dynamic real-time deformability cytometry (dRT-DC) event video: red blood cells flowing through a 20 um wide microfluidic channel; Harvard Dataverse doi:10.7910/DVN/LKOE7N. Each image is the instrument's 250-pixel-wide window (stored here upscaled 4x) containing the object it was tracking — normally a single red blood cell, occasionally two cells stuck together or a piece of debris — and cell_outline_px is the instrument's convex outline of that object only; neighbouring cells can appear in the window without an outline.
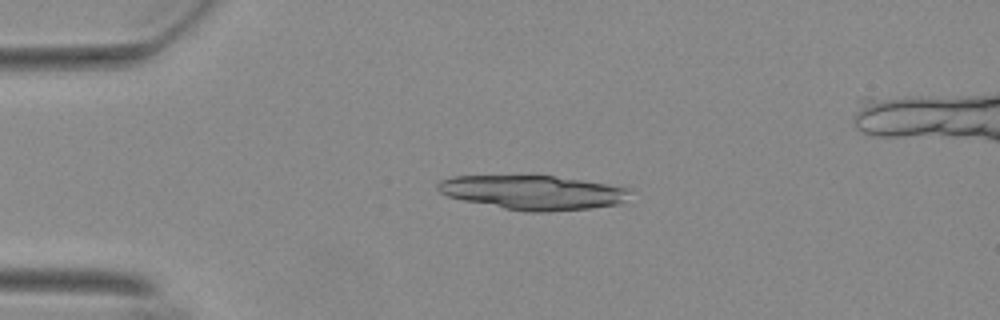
{"species": "Egyptian fruit bat (a non-hibernating species)", "species_latin": "Rousettus aegyptiacus", "temperature_condition": "warm", "stored_images_in_passage": 7, "camera_frame_rate_fps": 3000, "um_per_image_px": 0.085, "animal": {"sex": "female"}, "frame": {"image": 1, "passage_image": 1, "time_ms": 0.0, "image_size_px": [1000, 320], "cell_outline_px": [[628, 192], [620, 204], [588, 208], [548, 212], [524, 212], [464, 200], [448, 196], [440, 192], [436, 188], [436, 184], [440, 180], [452, 176], [552, 176], [580, 180], [628, 188]], "centroid_in_image_um": [45.23, 16.36], "position_along_channel_um": 39.8, "area_um2": 37.74}}